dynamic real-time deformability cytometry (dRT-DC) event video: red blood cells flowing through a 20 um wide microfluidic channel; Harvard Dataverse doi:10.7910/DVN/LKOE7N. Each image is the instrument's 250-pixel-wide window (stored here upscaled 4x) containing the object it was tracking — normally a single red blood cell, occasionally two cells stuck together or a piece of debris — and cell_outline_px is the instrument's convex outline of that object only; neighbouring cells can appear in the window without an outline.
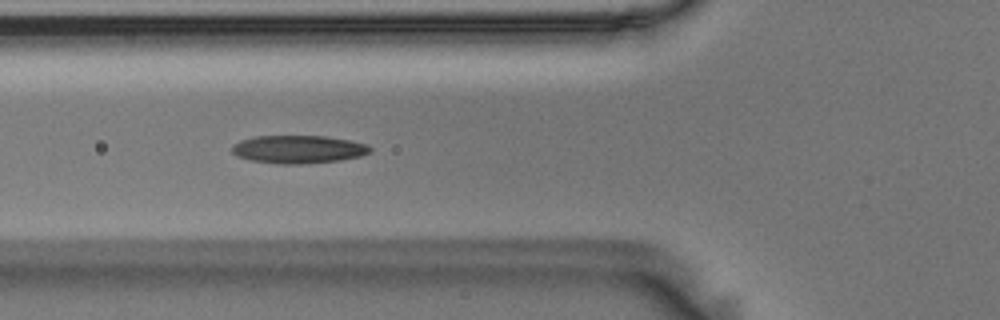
{"species": "Egyptian fruit bat (a non-hibernating species)", "species_latin": "Rousettus aegyptiacus", "temperature_condition": "room temperature", "stored_images_in_passage": 39, "camera_frame_rate_fps": 3000, "um_per_image_px": 0.085, "animal": {"sex": "male"}, "frame": {"image": 1, "passage_image": 9, "time_ms": 2.667, "image_size_px": [1000, 320], "cell_outline_px": [[372, 152], [360, 156], [340, 160], [300, 164], [280, 164], [252, 160], [236, 156], [232, 152], [232, 144], [240, 140], [256, 136], [324, 136], [348, 140], [368, 144], [372, 148]], "centroid_in_image_um": [25.36, 12.69], "position_along_channel_um": 100.4, "area_um2": 22.54}}
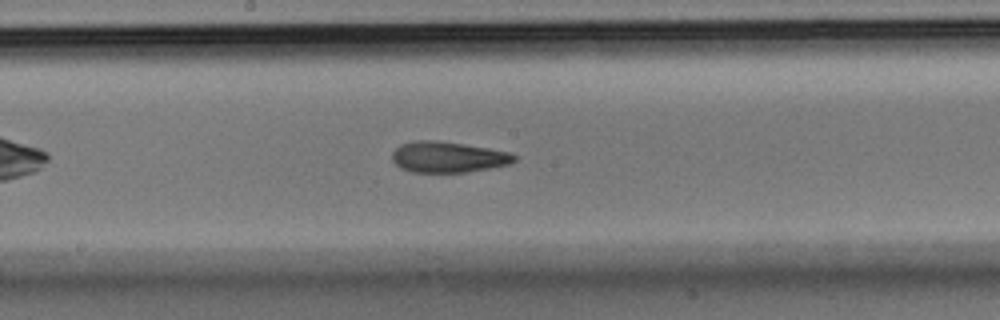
{"frame": {"image": 2, "passage_image": 18, "time_ms": 5.667, "image_size_px": [1000, 320], "cell_outline_px": [[516, 160], [512, 164], [468, 172], [412, 172], [400, 168], [392, 160], [392, 152], [400, 144], [416, 140], [436, 140], [464, 144], [488, 148], [508, 152], [516, 156]], "centroid_in_image_um": [38.07, 13.35], "position_along_channel_um": 210.1, "area_um2": 22.08}}
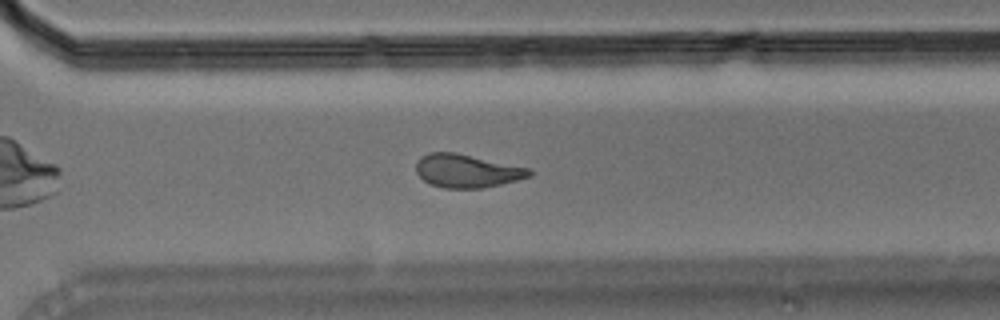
{"frame": {"image": 3, "passage_image": 28, "time_ms": 9.0, "image_size_px": [1000, 320], "cell_outline_px": [[532, 176], [484, 188], [444, 188], [432, 184], [424, 180], [416, 172], [416, 164], [420, 156], [428, 152], [456, 152], [528, 168], [532, 172]], "centroid_in_image_um": [39.66, 14.52], "position_along_channel_um": 330.9, "area_um2": 21.85}, "authors_computed_cell_mechanics": {"area_um2": 21.7906, "velocity_mm_per_s": 3.6348, "shape_relaxation_time_tau1_ms": 4.5509, "shape_relaxation_time_tau2_ms": 3.0958, "deformation_change_tau1": 0.1715, "deformation_change_tau2": 0.1192}}